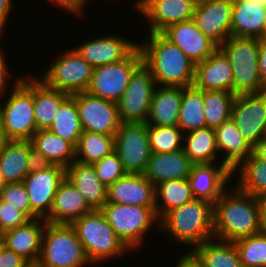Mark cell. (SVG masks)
I'll use <instances>...</instances> for the list:
<instances>
[{
  "label": "cell",
  "mask_w": 266,
  "mask_h": 267,
  "mask_svg": "<svg viewBox=\"0 0 266 267\" xmlns=\"http://www.w3.org/2000/svg\"><path fill=\"white\" fill-rule=\"evenodd\" d=\"M233 188L213 204L214 238L231 242L261 233L258 199Z\"/></svg>",
  "instance_id": "1"
},
{
  "label": "cell",
  "mask_w": 266,
  "mask_h": 267,
  "mask_svg": "<svg viewBox=\"0 0 266 267\" xmlns=\"http://www.w3.org/2000/svg\"><path fill=\"white\" fill-rule=\"evenodd\" d=\"M138 43L143 64L150 70L157 86L188 87L193 85L195 63L161 33H148Z\"/></svg>",
  "instance_id": "2"
},
{
  "label": "cell",
  "mask_w": 266,
  "mask_h": 267,
  "mask_svg": "<svg viewBox=\"0 0 266 267\" xmlns=\"http://www.w3.org/2000/svg\"><path fill=\"white\" fill-rule=\"evenodd\" d=\"M159 229L186 245L195 247L213 238V203L194 198L192 201L168 211L159 220Z\"/></svg>",
  "instance_id": "3"
},
{
  "label": "cell",
  "mask_w": 266,
  "mask_h": 267,
  "mask_svg": "<svg viewBox=\"0 0 266 267\" xmlns=\"http://www.w3.org/2000/svg\"><path fill=\"white\" fill-rule=\"evenodd\" d=\"M11 93L0 106V121L9 140L31 141L37 132L33 102V76H17Z\"/></svg>",
  "instance_id": "4"
},
{
  "label": "cell",
  "mask_w": 266,
  "mask_h": 267,
  "mask_svg": "<svg viewBox=\"0 0 266 267\" xmlns=\"http://www.w3.org/2000/svg\"><path fill=\"white\" fill-rule=\"evenodd\" d=\"M70 225L74 228L92 265L100 264L112 257L124 256L129 252L101 210H92Z\"/></svg>",
  "instance_id": "5"
},
{
  "label": "cell",
  "mask_w": 266,
  "mask_h": 267,
  "mask_svg": "<svg viewBox=\"0 0 266 267\" xmlns=\"http://www.w3.org/2000/svg\"><path fill=\"white\" fill-rule=\"evenodd\" d=\"M233 71V93L266 91L259 73V39L230 36L219 47Z\"/></svg>",
  "instance_id": "6"
},
{
  "label": "cell",
  "mask_w": 266,
  "mask_h": 267,
  "mask_svg": "<svg viewBox=\"0 0 266 267\" xmlns=\"http://www.w3.org/2000/svg\"><path fill=\"white\" fill-rule=\"evenodd\" d=\"M91 265L82 243L70 224L46 222L42 236L39 267H84Z\"/></svg>",
  "instance_id": "7"
},
{
  "label": "cell",
  "mask_w": 266,
  "mask_h": 267,
  "mask_svg": "<svg viewBox=\"0 0 266 267\" xmlns=\"http://www.w3.org/2000/svg\"><path fill=\"white\" fill-rule=\"evenodd\" d=\"M101 211L130 252L142 246L143 236L154 224L159 226L156 207L105 203Z\"/></svg>",
  "instance_id": "8"
},
{
  "label": "cell",
  "mask_w": 266,
  "mask_h": 267,
  "mask_svg": "<svg viewBox=\"0 0 266 267\" xmlns=\"http://www.w3.org/2000/svg\"><path fill=\"white\" fill-rule=\"evenodd\" d=\"M93 67L72 47L48 66L42 80L48 87L70 95L86 92L93 74Z\"/></svg>",
  "instance_id": "9"
},
{
  "label": "cell",
  "mask_w": 266,
  "mask_h": 267,
  "mask_svg": "<svg viewBox=\"0 0 266 267\" xmlns=\"http://www.w3.org/2000/svg\"><path fill=\"white\" fill-rule=\"evenodd\" d=\"M142 63V54L137 47L122 61L95 67L86 92L117 102L128 87L132 74Z\"/></svg>",
  "instance_id": "10"
},
{
  "label": "cell",
  "mask_w": 266,
  "mask_h": 267,
  "mask_svg": "<svg viewBox=\"0 0 266 267\" xmlns=\"http://www.w3.org/2000/svg\"><path fill=\"white\" fill-rule=\"evenodd\" d=\"M156 82L142 63L132 74L128 87L117 101L121 123H146Z\"/></svg>",
  "instance_id": "11"
},
{
  "label": "cell",
  "mask_w": 266,
  "mask_h": 267,
  "mask_svg": "<svg viewBox=\"0 0 266 267\" xmlns=\"http://www.w3.org/2000/svg\"><path fill=\"white\" fill-rule=\"evenodd\" d=\"M114 151L127 174H144L151 156L146 123H121L114 136Z\"/></svg>",
  "instance_id": "12"
},
{
  "label": "cell",
  "mask_w": 266,
  "mask_h": 267,
  "mask_svg": "<svg viewBox=\"0 0 266 267\" xmlns=\"http://www.w3.org/2000/svg\"><path fill=\"white\" fill-rule=\"evenodd\" d=\"M230 118L253 147L266 135V91L235 95Z\"/></svg>",
  "instance_id": "13"
},
{
  "label": "cell",
  "mask_w": 266,
  "mask_h": 267,
  "mask_svg": "<svg viewBox=\"0 0 266 267\" xmlns=\"http://www.w3.org/2000/svg\"><path fill=\"white\" fill-rule=\"evenodd\" d=\"M71 96L76 101L83 131L115 136L121 125L117 102L95 97L87 92Z\"/></svg>",
  "instance_id": "14"
},
{
  "label": "cell",
  "mask_w": 266,
  "mask_h": 267,
  "mask_svg": "<svg viewBox=\"0 0 266 267\" xmlns=\"http://www.w3.org/2000/svg\"><path fill=\"white\" fill-rule=\"evenodd\" d=\"M66 177V169L53 165L47 170L29 173L23 180L31 204V219H45L52 208L59 184Z\"/></svg>",
  "instance_id": "15"
},
{
  "label": "cell",
  "mask_w": 266,
  "mask_h": 267,
  "mask_svg": "<svg viewBox=\"0 0 266 267\" xmlns=\"http://www.w3.org/2000/svg\"><path fill=\"white\" fill-rule=\"evenodd\" d=\"M133 5L146 18L150 33L192 20L196 7L194 0H137Z\"/></svg>",
  "instance_id": "16"
},
{
  "label": "cell",
  "mask_w": 266,
  "mask_h": 267,
  "mask_svg": "<svg viewBox=\"0 0 266 267\" xmlns=\"http://www.w3.org/2000/svg\"><path fill=\"white\" fill-rule=\"evenodd\" d=\"M233 0H210L196 4V27L220 47L231 36Z\"/></svg>",
  "instance_id": "17"
},
{
  "label": "cell",
  "mask_w": 266,
  "mask_h": 267,
  "mask_svg": "<svg viewBox=\"0 0 266 267\" xmlns=\"http://www.w3.org/2000/svg\"><path fill=\"white\" fill-rule=\"evenodd\" d=\"M138 43L118 35H104L73 47L93 68L126 59Z\"/></svg>",
  "instance_id": "18"
},
{
  "label": "cell",
  "mask_w": 266,
  "mask_h": 267,
  "mask_svg": "<svg viewBox=\"0 0 266 267\" xmlns=\"http://www.w3.org/2000/svg\"><path fill=\"white\" fill-rule=\"evenodd\" d=\"M161 34L177 45L195 65L219 48L196 27L193 20L173 24Z\"/></svg>",
  "instance_id": "19"
},
{
  "label": "cell",
  "mask_w": 266,
  "mask_h": 267,
  "mask_svg": "<svg viewBox=\"0 0 266 267\" xmlns=\"http://www.w3.org/2000/svg\"><path fill=\"white\" fill-rule=\"evenodd\" d=\"M218 165L194 164L192 166L188 181L194 198L204 199L214 204L228 189L226 186L231 181L232 171L222 162Z\"/></svg>",
  "instance_id": "20"
},
{
  "label": "cell",
  "mask_w": 266,
  "mask_h": 267,
  "mask_svg": "<svg viewBox=\"0 0 266 267\" xmlns=\"http://www.w3.org/2000/svg\"><path fill=\"white\" fill-rule=\"evenodd\" d=\"M106 203L155 207V186L143 174H126L108 186Z\"/></svg>",
  "instance_id": "21"
},
{
  "label": "cell",
  "mask_w": 266,
  "mask_h": 267,
  "mask_svg": "<svg viewBox=\"0 0 266 267\" xmlns=\"http://www.w3.org/2000/svg\"><path fill=\"white\" fill-rule=\"evenodd\" d=\"M193 86L203 91L233 93L232 66L219 48L203 62L196 64Z\"/></svg>",
  "instance_id": "22"
},
{
  "label": "cell",
  "mask_w": 266,
  "mask_h": 267,
  "mask_svg": "<svg viewBox=\"0 0 266 267\" xmlns=\"http://www.w3.org/2000/svg\"><path fill=\"white\" fill-rule=\"evenodd\" d=\"M45 224V219L35 218L3 232L1 238L4 246L22 256L30 264H37L41 254Z\"/></svg>",
  "instance_id": "23"
},
{
  "label": "cell",
  "mask_w": 266,
  "mask_h": 267,
  "mask_svg": "<svg viewBox=\"0 0 266 267\" xmlns=\"http://www.w3.org/2000/svg\"><path fill=\"white\" fill-rule=\"evenodd\" d=\"M193 165L183 149L171 153H151L143 175L156 187L165 181L187 179Z\"/></svg>",
  "instance_id": "24"
},
{
  "label": "cell",
  "mask_w": 266,
  "mask_h": 267,
  "mask_svg": "<svg viewBox=\"0 0 266 267\" xmlns=\"http://www.w3.org/2000/svg\"><path fill=\"white\" fill-rule=\"evenodd\" d=\"M91 211L81 192L65 177L58 186L51 211L45 220L53 224H71Z\"/></svg>",
  "instance_id": "25"
},
{
  "label": "cell",
  "mask_w": 266,
  "mask_h": 267,
  "mask_svg": "<svg viewBox=\"0 0 266 267\" xmlns=\"http://www.w3.org/2000/svg\"><path fill=\"white\" fill-rule=\"evenodd\" d=\"M66 178L81 192L92 210L102 209L108 187L99 180L93 165L74 161L66 168Z\"/></svg>",
  "instance_id": "26"
},
{
  "label": "cell",
  "mask_w": 266,
  "mask_h": 267,
  "mask_svg": "<svg viewBox=\"0 0 266 267\" xmlns=\"http://www.w3.org/2000/svg\"><path fill=\"white\" fill-rule=\"evenodd\" d=\"M266 32L264 6L233 0L231 36L263 39Z\"/></svg>",
  "instance_id": "27"
},
{
  "label": "cell",
  "mask_w": 266,
  "mask_h": 267,
  "mask_svg": "<svg viewBox=\"0 0 266 267\" xmlns=\"http://www.w3.org/2000/svg\"><path fill=\"white\" fill-rule=\"evenodd\" d=\"M182 94L183 87L156 86L146 124L177 126Z\"/></svg>",
  "instance_id": "28"
},
{
  "label": "cell",
  "mask_w": 266,
  "mask_h": 267,
  "mask_svg": "<svg viewBox=\"0 0 266 267\" xmlns=\"http://www.w3.org/2000/svg\"><path fill=\"white\" fill-rule=\"evenodd\" d=\"M215 134L218 153L224 154L222 163L231 171L252 154V146L244 140L231 118L216 128Z\"/></svg>",
  "instance_id": "29"
},
{
  "label": "cell",
  "mask_w": 266,
  "mask_h": 267,
  "mask_svg": "<svg viewBox=\"0 0 266 267\" xmlns=\"http://www.w3.org/2000/svg\"><path fill=\"white\" fill-rule=\"evenodd\" d=\"M33 75V102L37 130H48L58 113L60 105L70 94L48 87Z\"/></svg>",
  "instance_id": "30"
},
{
  "label": "cell",
  "mask_w": 266,
  "mask_h": 267,
  "mask_svg": "<svg viewBox=\"0 0 266 267\" xmlns=\"http://www.w3.org/2000/svg\"><path fill=\"white\" fill-rule=\"evenodd\" d=\"M191 251L203 267H242L236 246L231 241L213 237Z\"/></svg>",
  "instance_id": "31"
},
{
  "label": "cell",
  "mask_w": 266,
  "mask_h": 267,
  "mask_svg": "<svg viewBox=\"0 0 266 267\" xmlns=\"http://www.w3.org/2000/svg\"><path fill=\"white\" fill-rule=\"evenodd\" d=\"M31 141L10 140L0 155V169L7 183L23 182L29 174L27 159Z\"/></svg>",
  "instance_id": "32"
},
{
  "label": "cell",
  "mask_w": 266,
  "mask_h": 267,
  "mask_svg": "<svg viewBox=\"0 0 266 267\" xmlns=\"http://www.w3.org/2000/svg\"><path fill=\"white\" fill-rule=\"evenodd\" d=\"M183 143L185 154L194 164H214L219 157L214 129L206 127L184 133Z\"/></svg>",
  "instance_id": "33"
},
{
  "label": "cell",
  "mask_w": 266,
  "mask_h": 267,
  "mask_svg": "<svg viewBox=\"0 0 266 267\" xmlns=\"http://www.w3.org/2000/svg\"><path fill=\"white\" fill-rule=\"evenodd\" d=\"M177 126L183 133L206 128L203 90L183 87Z\"/></svg>",
  "instance_id": "34"
},
{
  "label": "cell",
  "mask_w": 266,
  "mask_h": 267,
  "mask_svg": "<svg viewBox=\"0 0 266 267\" xmlns=\"http://www.w3.org/2000/svg\"><path fill=\"white\" fill-rule=\"evenodd\" d=\"M32 145L53 165L65 169L75 161V147L49 130H37L31 139Z\"/></svg>",
  "instance_id": "35"
},
{
  "label": "cell",
  "mask_w": 266,
  "mask_h": 267,
  "mask_svg": "<svg viewBox=\"0 0 266 267\" xmlns=\"http://www.w3.org/2000/svg\"><path fill=\"white\" fill-rule=\"evenodd\" d=\"M194 199L187 179L169 180L155 187V207L159 220L170 210ZM161 202V203H160Z\"/></svg>",
  "instance_id": "36"
},
{
  "label": "cell",
  "mask_w": 266,
  "mask_h": 267,
  "mask_svg": "<svg viewBox=\"0 0 266 267\" xmlns=\"http://www.w3.org/2000/svg\"><path fill=\"white\" fill-rule=\"evenodd\" d=\"M235 172L239 173L236 182L239 190L256 198L266 195V161L251 154L232 171V174Z\"/></svg>",
  "instance_id": "37"
},
{
  "label": "cell",
  "mask_w": 266,
  "mask_h": 267,
  "mask_svg": "<svg viewBox=\"0 0 266 267\" xmlns=\"http://www.w3.org/2000/svg\"><path fill=\"white\" fill-rule=\"evenodd\" d=\"M48 130L70 142L76 148L83 129L76 101L71 95L60 105Z\"/></svg>",
  "instance_id": "38"
},
{
  "label": "cell",
  "mask_w": 266,
  "mask_h": 267,
  "mask_svg": "<svg viewBox=\"0 0 266 267\" xmlns=\"http://www.w3.org/2000/svg\"><path fill=\"white\" fill-rule=\"evenodd\" d=\"M114 151V136L83 131L75 148V161L94 164Z\"/></svg>",
  "instance_id": "39"
},
{
  "label": "cell",
  "mask_w": 266,
  "mask_h": 267,
  "mask_svg": "<svg viewBox=\"0 0 266 267\" xmlns=\"http://www.w3.org/2000/svg\"><path fill=\"white\" fill-rule=\"evenodd\" d=\"M235 94L228 91H204L206 127L216 129L231 117Z\"/></svg>",
  "instance_id": "40"
},
{
  "label": "cell",
  "mask_w": 266,
  "mask_h": 267,
  "mask_svg": "<svg viewBox=\"0 0 266 267\" xmlns=\"http://www.w3.org/2000/svg\"><path fill=\"white\" fill-rule=\"evenodd\" d=\"M147 132L152 153H171L183 149L184 133L178 126L147 125Z\"/></svg>",
  "instance_id": "41"
},
{
  "label": "cell",
  "mask_w": 266,
  "mask_h": 267,
  "mask_svg": "<svg viewBox=\"0 0 266 267\" xmlns=\"http://www.w3.org/2000/svg\"><path fill=\"white\" fill-rule=\"evenodd\" d=\"M234 244L242 267H266V234L245 237Z\"/></svg>",
  "instance_id": "42"
},
{
  "label": "cell",
  "mask_w": 266,
  "mask_h": 267,
  "mask_svg": "<svg viewBox=\"0 0 266 267\" xmlns=\"http://www.w3.org/2000/svg\"><path fill=\"white\" fill-rule=\"evenodd\" d=\"M92 165L99 180L107 187L127 174L115 151Z\"/></svg>",
  "instance_id": "43"
},
{
  "label": "cell",
  "mask_w": 266,
  "mask_h": 267,
  "mask_svg": "<svg viewBox=\"0 0 266 267\" xmlns=\"http://www.w3.org/2000/svg\"><path fill=\"white\" fill-rule=\"evenodd\" d=\"M0 200L24 212L31 219V204L23 182L7 183L0 192Z\"/></svg>",
  "instance_id": "44"
},
{
  "label": "cell",
  "mask_w": 266,
  "mask_h": 267,
  "mask_svg": "<svg viewBox=\"0 0 266 267\" xmlns=\"http://www.w3.org/2000/svg\"><path fill=\"white\" fill-rule=\"evenodd\" d=\"M31 220L24 212L8 206L0 200L1 236L3 232L17 228Z\"/></svg>",
  "instance_id": "45"
},
{
  "label": "cell",
  "mask_w": 266,
  "mask_h": 267,
  "mask_svg": "<svg viewBox=\"0 0 266 267\" xmlns=\"http://www.w3.org/2000/svg\"><path fill=\"white\" fill-rule=\"evenodd\" d=\"M27 166L29 173L47 170L53 163L33 146L29 150Z\"/></svg>",
  "instance_id": "46"
},
{
  "label": "cell",
  "mask_w": 266,
  "mask_h": 267,
  "mask_svg": "<svg viewBox=\"0 0 266 267\" xmlns=\"http://www.w3.org/2000/svg\"><path fill=\"white\" fill-rule=\"evenodd\" d=\"M30 263L16 252L5 246L0 253V267H28Z\"/></svg>",
  "instance_id": "47"
},
{
  "label": "cell",
  "mask_w": 266,
  "mask_h": 267,
  "mask_svg": "<svg viewBox=\"0 0 266 267\" xmlns=\"http://www.w3.org/2000/svg\"><path fill=\"white\" fill-rule=\"evenodd\" d=\"M3 51H0V106H1V98L4 99V96L6 95L5 93H9L6 92L7 90V85H9L8 80V76L10 77L9 73H8V64H6L7 60L5 59V55L3 54ZM7 83V84H6Z\"/></svg>",
  "instance_id": "48"
},
{
  "label": "cell",
  "mask_w": 266,
  "mask_h": 267,
  "mask_svg": "<svg viewBox=\"0 0 266 267\" xmlns=\"http://www.w3.org/2000/svg\"><path fill=\"white\" fill-rule=\"evenodd\" d=\"M259 73L263 87L266 89V40L259 39Z\"/></svg>",
  "instance_id": "49"
},
{
  "label": "cell",
  "mask_w": 266,
  "mask_h": 267,
  "mask_svg": "<svg viewBox=\"0 0 266 267\" xmlns=\"http://www.w3.org/2000/svg\"><path fill=\"white\" fill-rule=\"evenodd\" d=\"M180 257L176 267H203L201 261L191 250L183 253Z\"/></svg>",
  "instance_id": "50"
},
{
  "label": "cell",
  "mask_w": 266,
  "mask_h": 267,
  "mask_svg": "<svg viewBox=\"0 0 266 267\" xmlns=\"http://www.w3.org/2000/svg\"><path fill=\"white\" fill-rule=\"evenodd\" d=\"M12 0H0V27L5 28V23L12 9Z\"/></svg>",
  "instance_id": "51"
},
{
  "label": "cell",
  "mask_w": 266,
  "mask_h": 267,
  "mask_svg": "<svg viewBox=\"0 0 266 267\" xmlns=\"http://www.w3.org/2000/svg\"><path fill=\"white\" fill-rule=\"evenodd\" d=\"M252 154L256 158L266 161V136L252 147Z\"/></svg>",
  "instance_id": "52"
},
{
  "label": "cell",
  "mask_w": 266,
  "mask_h": 267,
  "mask_svg": "<svg viewBox=\"0 0 266 267\" xmlns=\"http://www.w3.org/2000/svg\"><path fill=\"white\" fill-rule=\"evenodd\" d=\"M260 207V229L261 233L266 234V195L258 197Z\"/></svg>",
  "instance_id": "53"
},
{
  "label": "cell",
  "mask_w": 266,
  "mask_h": 267,
  "mask_svg": "<svg viewBox=\"0 0 266 267\" xmlns=\"http://www.w3.org/2000/svg\"><path fill=\"white\" fill-rule=\"evenodd\" d=\"M51 2L65 9V12L75 14V0H51Z\"/></svg>",
  "instance_id": "54"
},
{
  "label": "cell",
  "mask_w": 266,
  "mask_h": 267,
  "mask_svg": "<svg viewBox=\"0 0 266 267\" xmlns=\"http://www.w3.org/2000/svg\"><path fill=\"white\" fill-rule=\"evenodd\" d=\"M10 140L8 139L6 132L4 131V128L2 126V123L0 121V155L2 154L3 150L5 149L7 143Z\"/></svg>",
  "instance_id": "55"
},
{
  "label": "cell",
  "mask_w": 266,
  "mask_h": 267,
  "mask_svg": "<svg viewBox=\"0 0 266 267\" xmlns=\"http://www.w3.org/2000/svg\"><path fill=\"white\" fill-rule=\"evenodd\" d=\"M89 1V0H88ZM87 0H75V16L77 15V17L82 15L84 16V14H82L83 8L85 6V4L88 2Z\"/></svg>",
  "instance_id": "56"
},
{
  "label": "cell",
  "mask_w": 266,
  "mask_h": 267,
  "mask_svg": "<svg viewBox=\"0 0 266 267\" xmlns=\"http://www.w3.org/2000/svg\"><path fill=\"white\" fill-rule=\"evenodd\" d=\"M7 184V182L4 179L3 173L0 169V192L2 190V188Z\"/></svg>",
  "instance_id": "57"
},
{
  "label": "cell",
  "mask_w": 266,
  "mask_h": 267,
  "mask_svg": "<svg viewBox=\"0 0 266 267\" xmlns=\"http://www.w3.org/2000/svg\"><path fill=\"white\" fill-rule=\"evenodd\" d=\"M240 1H245V2H250L253 1L259 5L265 6L266 5V0H240Z\"/></svg>",
  "instance_id": "58"
},
{
  "label": "cell",
  "mask_w": 266,
  "mask_h": 267,
  "mask_svg": "<svg viewBox=\"0 0 266 267\" xmlns=\"http://www.w3.org/2000/svg\"><path fill=\"white\" fill-rule=\"evenodd\" d=\"M3 247H4V243H3L2 238L0 237V253Z\"/></svg>",
  "instance_id": "59"
},
{
  "label": "cell",
  "mask_w": 266,
  "mask_h": 267,
  "mask_svg": "<svg viewBox=\"0 0 266 267\" xmlns=\"http://www.w3.org/2000/svg\"><path fill=\"white\" fill-rule=\"evenodd\" d=\"M196 4L202 3V2H206V1H210V0H194Z\"/></svg>",
  "instance_id": "60"
},
{
  "label": "cell",
  "mask_w": 266,
  "mask_h": 267,
  "mask_svg": "<svg viewBox=\"0 0 266 267\" xmlns=\"http://www.w3.org/2000/svg\"><path fill=\"white\" fill-rule=\"evenodd\" d=\"M28 267H39L37 264H30Z\"/></svg>",
  "instance_id": "61"
},
{
  "label": "cell",
  "mask_w": 266,
  "mask_h": 267,
  "mask_svg": "<svg viewBox=\"0 0 266 267\" xmlns=\"http://www.w3.org/2000/svg\"><path fill=\"white\" fill-rule=\"evenodd\" d=\"M3 30H4V29L0 27V35H1V33H3ZM0 47H1V46H0ZM0 51H2L1 48H0Z\"/></svg>",
  "instance_id": "62"
},
{
  "label": "cell",
  "mask_w": 266,
  "mask_h": 267,
  "mask_svg": "<svg viewBox=\"0 0 266 267\" xmlns=\"http://www.w3.org/2000/svg\"><path fill=\"white\" fill-rule=\"evenodd\" d=\"M264 10H265V18H266V5L264 6Z\"/></svg>",
  "instance_id": "63"
},
{
  "label": "cell",
  "mask_w": 266,
  "mask_h": 267,
  "mask_svg": "<svg viewBox=\"0 0 266 267\" xmlns=\"http://www.w3.org/2000/svg\"><path fill=\"white\" fill-rule=\"evenodd\" d=\"M263 39L266 40V32H265V34H264V36H263Z\"/></svg>",
  "instance_id": "64"
},
{
  "label": "cell",
  "mask_w": 266,
  "mask_h": 267,
  "mask_svg": "<svg viewBox=\"0 0 266 267\" xmlns=\"http://www.w3.org/2000/svg\"><path fill=\"white\" fill-rule=\"evenodd\" d=\"M0 237H1V221H0Z\"/></svg>",
  "instance_id": "65"
}]
</instances>
